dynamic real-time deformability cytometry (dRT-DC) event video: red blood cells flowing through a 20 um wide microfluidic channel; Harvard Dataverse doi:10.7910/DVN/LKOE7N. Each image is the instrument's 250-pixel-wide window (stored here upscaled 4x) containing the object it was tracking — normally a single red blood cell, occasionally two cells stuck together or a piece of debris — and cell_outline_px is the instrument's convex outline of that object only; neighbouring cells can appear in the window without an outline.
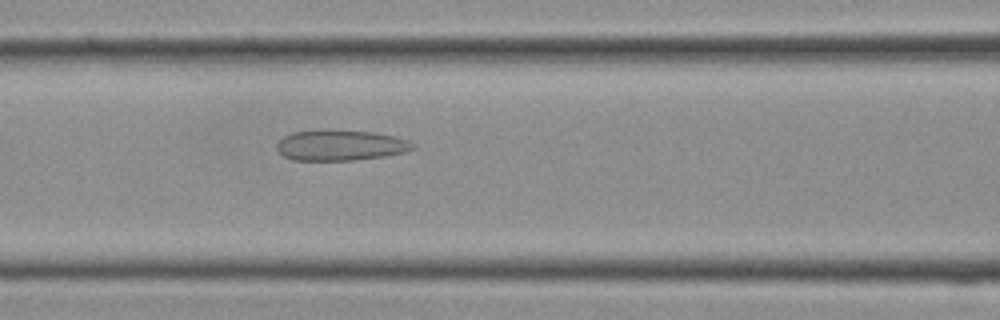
{"species": "Egyptian fruit bat (a non-hibernating species)", "species_latin": "Rousettus aegyptiacus", "temperature_condition": "cold", "stored_images_in_passage": 8, "camera_frame_rate_fps": 3000, "um_per_image_px": 0.085, "frame": {"image": 1, "passage_image": 8, "time_ms": 2.333, "image_size_px": [1000, 320], "cell_outline_px": [[416, 148], [404, 152], [384, 156], [352, 160], [292, 160], [284, 156], [276, 148], [276, 144], [284, 136], [292, 132], [320, 128], [324, 128], [372, 132], [396, 136], [408, 140]], "centroid_in_image_um": [28.9, 12.32], "position_along_channel_um": 137.7, "area_um2": 24.62}}